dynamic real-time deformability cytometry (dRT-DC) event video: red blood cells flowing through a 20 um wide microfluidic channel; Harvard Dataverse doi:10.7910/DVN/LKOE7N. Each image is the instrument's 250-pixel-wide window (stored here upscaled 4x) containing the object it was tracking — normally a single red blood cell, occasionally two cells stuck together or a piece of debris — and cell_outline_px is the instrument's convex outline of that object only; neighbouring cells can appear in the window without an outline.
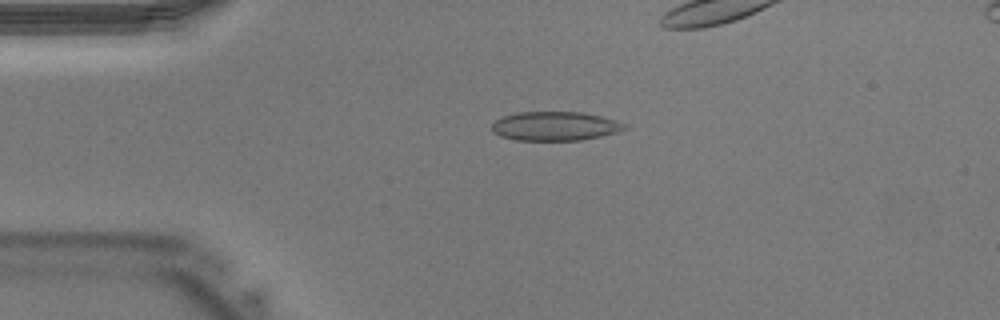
{"species": "Egyptian fruit bat (a non-hibernating species)", "species_latin": "Rousettus aegyptiacus", "temperature_condition": "warm", "stored_images_in_passage": 37, "camera_frame_rate_fps": 3000, "um_per_image_px": 0.085, "animal": {"sex": "male"}, "frame": {"image": 1, "passage_image": 6, "time_ms": 1.667, "image_size_px": [1000, 320], "cell_outline_px": [[628, 128], [616, 132], [600, 136], [580, 140], [516, 140], [500, 136], [492, 132], [492, 124], [496, 120], [504, 116], [516, 112], [580, 112], [600, 116], [616, 120], [628, 124]], "centroid_in_image_um": [47.18, 10.72], "position_along_channel_um": 37.8, "area_um2": 22.43}}